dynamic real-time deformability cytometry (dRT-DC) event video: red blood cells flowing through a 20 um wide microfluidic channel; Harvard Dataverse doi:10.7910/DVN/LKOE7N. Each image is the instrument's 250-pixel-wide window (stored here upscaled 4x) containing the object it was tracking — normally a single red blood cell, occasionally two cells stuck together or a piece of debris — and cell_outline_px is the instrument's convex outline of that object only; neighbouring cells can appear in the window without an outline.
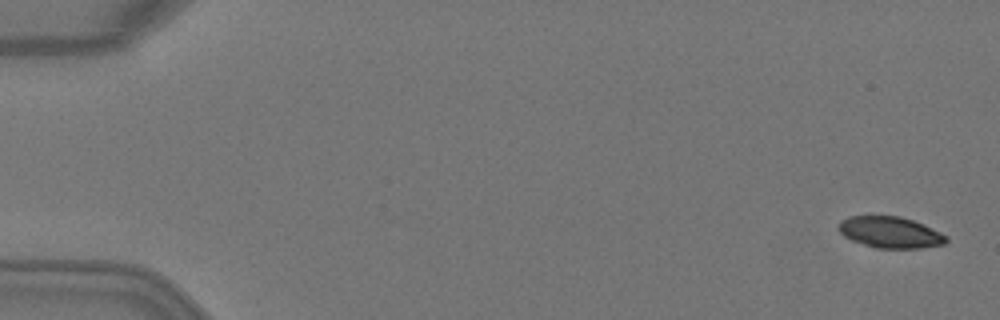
{"species": "Egyptian fruit bat (a non-hibernating species)", "species_latin": "Rousettus aegyptiacus", "temperature_condition": "warm", "stored_images_in_passage": 5, "camera_frame_rate_fps": 3000, "um_per_image_px": 0.085, "animal": {"sex": "female"}, "frame": {"image": 1, "passage_image": 1, "time_ms": 0.0, "image_size_px": [1000, 320], "cell_outline_px": [[948, 240], [944, 244], [920, 248], [876, 248], [852, 240], [844, 236], [836, 228], [836, 224], [840, 220], [848, 216], [900, 216], [912, 220], [940, 232], [948, 236]], "centroid_in_image_um": [75.63, 19.74], "position_along_channel_um": 9.4, "area_um2": 19.65}}
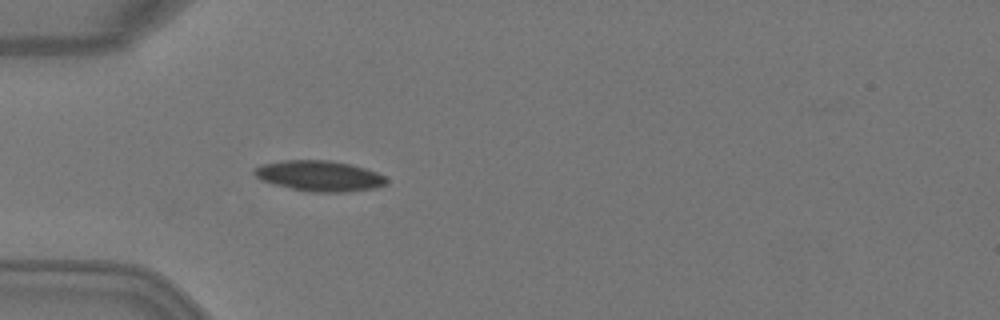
{"frame": {"image": 2, "passage_image": 5, "time_ms": 1.333, "image_size_px": [1000, 320], "cell_outline_px": [[388, 180], [384, 184], [376, 188], [344, 192], [308, 192], [272, 184], [260, 180], [252, 172], [252, 168], [260, 164], [284, 160], [328, 160], [352, 164], [376, 172], [384, 176]], "centroid_in_image_um": [27.09, 14.95], "position_along_channel_um": 57.9, "area_um2": 23.76}}